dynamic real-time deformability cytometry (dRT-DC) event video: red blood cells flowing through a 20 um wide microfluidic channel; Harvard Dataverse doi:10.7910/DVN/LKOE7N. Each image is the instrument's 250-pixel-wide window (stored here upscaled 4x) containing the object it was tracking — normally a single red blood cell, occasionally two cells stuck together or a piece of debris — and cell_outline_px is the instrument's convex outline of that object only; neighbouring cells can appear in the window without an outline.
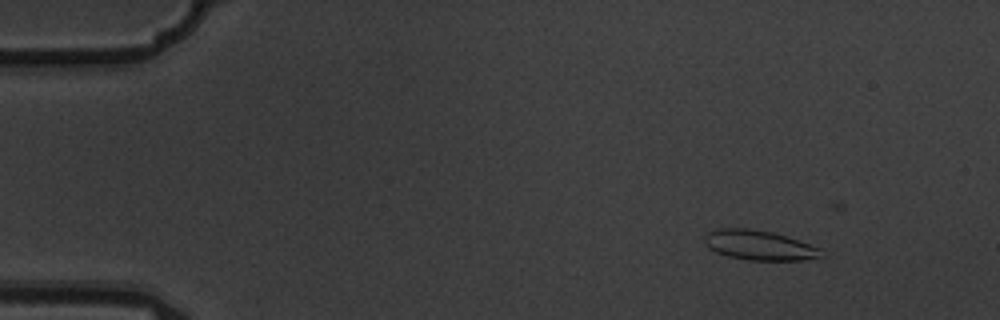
{"species": "common noctule bat (a hibernating species)", "species_latin": "Nyctalus noctula", "temperature_condition": "warm", "stored_images_in_passage": 7, "camera_frame_rate_fps": 3000, "um_per_image_px": 0.085, "animal": {"sex": "male", "body_mass_g": 19.5, "forearm_length_mm": 54.6}, "frame": {"image": 1, "passage_image": 4, "time_ms": 1.0, "image_size_px": [1000, 320], "cell_outline_px": [[828, 256], [800, 260], [748, 260], [728, 256], [716, 252], [708, 248], [704, 240], [704, 236], [708, 232], [720, 228], [748, 228], [772, 232], [820, 248]], "centroid_in_image_um": [64.53, 20.85], "position_along_channel_um": 20.5, "area_um2": 20.17}}